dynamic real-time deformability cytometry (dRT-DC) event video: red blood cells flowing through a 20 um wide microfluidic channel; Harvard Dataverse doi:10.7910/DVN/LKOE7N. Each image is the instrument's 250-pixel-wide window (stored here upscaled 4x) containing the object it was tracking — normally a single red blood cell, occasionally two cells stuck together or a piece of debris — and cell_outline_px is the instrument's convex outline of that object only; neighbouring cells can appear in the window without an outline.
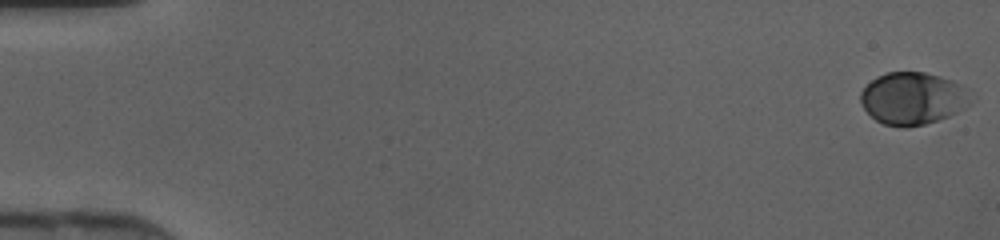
{"species": "human", "species_latin": "Homo sapiens", "temperature_condition": "cold", "stored_images_in_passage": 47, "camera_frame_rate_fps": 3000, "um_per_image_px": 0.085, "donor": {"sex": "female"}, "frame": {"image": 1, "passage_image": 1, "time_ms": 0.0, "image_size_px": [1000, 240], "cell_outline_px": [[976, 100], [964, 108], [948, 116], [924, 124], [904, 128], [884, 124], [876, 120], [864, 108], [860, 100], [860, 92], [876, 76], [888, 72], [924, 72], [940, 76], [952, 80], [968, 88]], "centroid_in_image_um": [77.63, 8.35], "position_along_channel_um": 7.4, "area_um2": 33.81}}
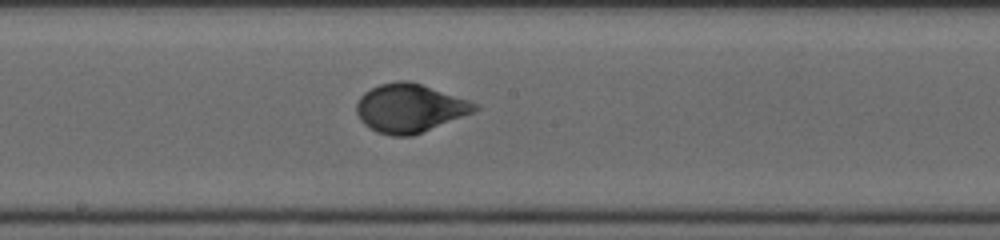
{"frame": {"image": 2, "passage_image": 26, "time_ms": 8.333, "image_size_px": [1000, 240], "cell_outline_px": [[480, 108], [472, 112], [412, 136], [392, 136], [376, 132], [364, 124], [360, 120], [356, 112], [356, 104], [360, 96], [364, 92], [380, 84], [396, 80], [408, 80], [480, 104]], "centroid_in_image_um": [34.78, 9.19], "position_along_channel_um": 213.4, "area_um2": 33.18}}
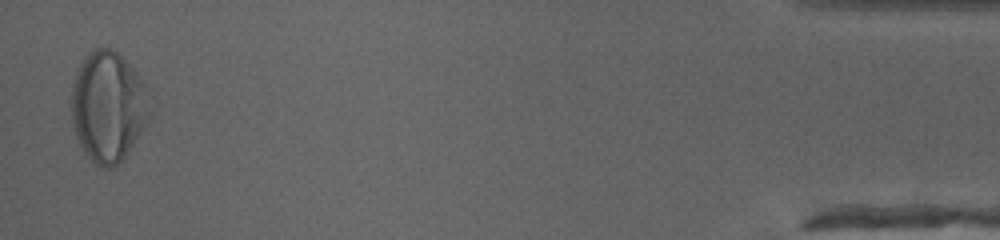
{"frame": {"image": 3, "passage_image": 46, "time_ms": 15.0, "image_size_px": [1000, 240], "cell_outline_px": [[152, 116], [128, 152], [116, 164], [108, 168], [104, 168], [96, 164], [84, 152], [76, 136], [72, 124], [72, 84], [80, 60], [88, 52], [96, 48], [112, 48], [136, 72], [148, 88], [152, 112]], "centroid_in_image_um": [9.21, 9.04], "position_along_channel_um": 426.0, "area_um2": 50.69}}